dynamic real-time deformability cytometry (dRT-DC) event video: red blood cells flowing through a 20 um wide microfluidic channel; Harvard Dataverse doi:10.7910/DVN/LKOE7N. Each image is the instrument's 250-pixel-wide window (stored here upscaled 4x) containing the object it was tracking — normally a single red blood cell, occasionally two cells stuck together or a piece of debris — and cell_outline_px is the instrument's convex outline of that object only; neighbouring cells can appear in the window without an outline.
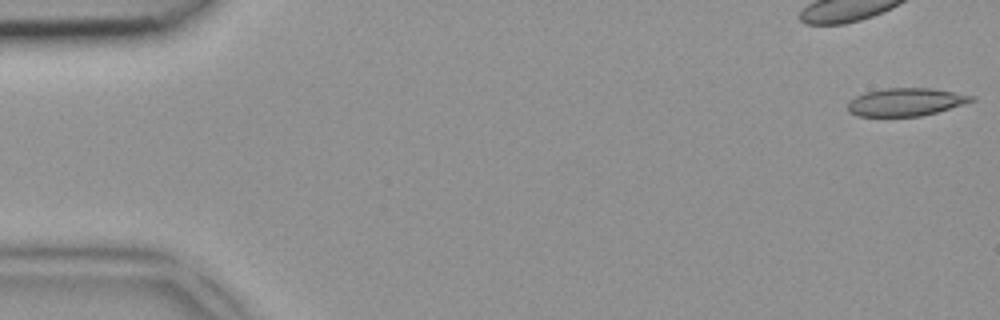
{"species": "common noctule bat (a hibernating species)", "species_latin": "Nyctalus noctula", "temperature_condition": "room temperature", "stored_images_in_passage": 45, "camera_frame_rate_fps": 3000, "um_per_image_px": 0.085, "animal": {"sex": "female", "body_mass_g": 18.4}, "frame": {"image": 1, "passage_image": 1, "time_ms": 0.0, "image_size_px": [1000, 320], "cell_outline_px": [[976, 100], [964, 104], [936, 112], [920, 116], [856, 116], [848, 112], [848, 100], [864, 92], [884, 88], [932, 88], [976, 96]], "centroid_in_image_um": [76.97, 8.66], "position_along_channel_um": 8.0, "area_um2": 20.23}}
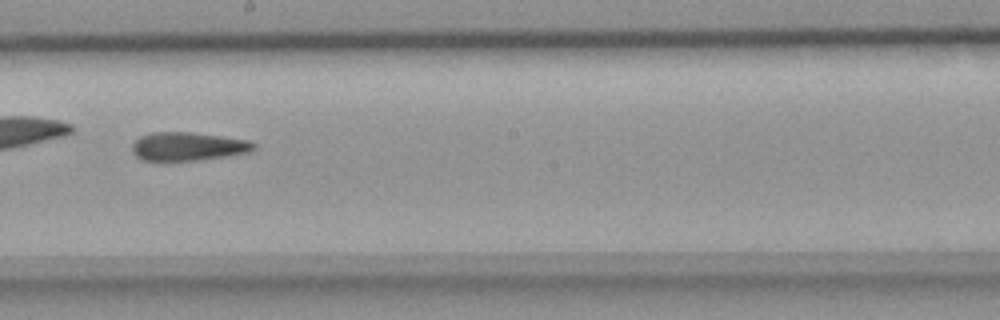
{"frame": {"image": 2, "passage_image": 26, "time_ms": 8.333, "image_size_px": [1000, 320], "cell_outline_px": [[256, 148], [248, 152], [224, 156], [196, 160], [140, 160], [132, 152], [132, 144], [140, 136], [152, 132], [192, 132], [248, 140], [256, 144]], "centroid_in_image_um": [15.94, 12.44], "position_along_channel_um": 232.3, "area_um2": 20.0}}